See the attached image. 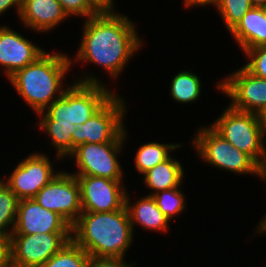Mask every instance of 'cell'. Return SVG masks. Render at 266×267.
Segmentation results:
<instances>
[{
    "instance_id": "obj_1",
    "label": "cell",
    "mask_w": 266,
    "mask_h": 267,
    "mask_svg": "<svg viewBox=\"0 0 266 267\" xmlns=\"http://www.w3.org/2000/svg\"><path fill=\"white\" fill-rule=\"evenodd\" d=\"M83 24L76 63H94L104 68L112 79L118 78L143 44L135 23L127 15L113 11L99 12Z\"/></svg>"
},
{
    "instance_id": "obj_2",
    "label": "cell",
    "mask_w": 266,
    "mask_h": 267,
    "mask_svg": "<svg viewBox=\"0 0 266 267\" xmlns=\"http://www.w3.org/2000/svg\"><path fill=\"white\" fill-rule=\"evenodd\" d=\"M133 235L126 205L112 212H82L71 226V239L90 257L125 258Z\"/></svg>"
},
{
    "instance_id": "obj_3",
    "label": "cell",
    "mask_w": 266,
    "mask_h": 267,
    "mask_svg": "<svg viewBox=\"0 0 266 267\" xmlns=\"http://www.w3.org/2000/svg\"><path fill=\"white\" fill-rule=\"evenodd\" d=\"M71 65L73 61L68 55L45 51L34 62L17 70L8 80L25 103L38 114L63 95L65 88L62 81Z\"/></svg>"
},
{
    "instance_id": "obj_4",
    "label": "cell",
    "mask_w": 266,
    "mask_h": 267,
    "mask_svg": "<svg viewBox=\"0 0 266 267\" xmlns=\"http://www.w3.org/2000/svg\"><path fill=\"white\" fill-rule=\"evenodd\" d=\"M96 76L87 75L68 84L63 95L40 116L37 125L79 126L94 116L113 96Z\"/></svg>"
},
{
    "instance_id": "obj_5",
    "label": "cell",
    "mask_w": 266,
    "mask_h": 267,
    "mask_svg": "<svg viewBox=\"0 0 266 267\" xmlns=\"http://www.w3.org/2000/svg\"><path fill=\"white\" fill-rule=\"evenodd\" d=\"M218 117L210 126L266 172V146L258 114L238 111L228 105Z\"/></svg>"
},
{
    "instance_id": "obj_6",
    "label": "cell",
    "mask_w": 266,
    "mask_h": 267,
    "mask_svg": "<svg viewBox=\"0 0 266 267\" xmlns=\"http://www.w3.org/2000/svg\"><path fill=\"white\" fill-rule=\"evenodd\" d=\"M206 163L228 172L252 174L266 182V172L247 154L232 146L211 126L200 127L192 141Z\"/></svg>"
},
{
    "instance_id": "obj_7",
    "label": "cell",
    "mask_w": 266,
    "mask_h": 267,
    "mask_svg": "<svg viewBox=\"0 0 266 267\" xmlns=\"http://www.w3.org/2000/svg\"><path fill=\"white\" fill-rule=\"evenodd\" d=\"M126 127L113 141L105 143H85L79 145L67 158H75L78 170L73 175H88L123 181L122 165L118 161L123 144L127 139Z\"/></svg>"
},
{
    "instance_id": "obj_8",
    "label": "cell",
    "mask_w": 266,
    "mask_h": 267,
    "mask_svg": "<svg viewBox=\"0 0 266 267\" xmlns=\"http://www.w3.org/2000/svg\"><path fill=\"white\" fill-rule=\"evenodd\" d=\"M124 98L117 93L86 123L77 126L72 134V152L85 143L113 142L125 129Z\"/></svg>"
},
{
    "instance_id": "obj_9",
    "label": "cell",
    "mask_w": 266,
    "mask_h": 267,
    "mask_svg": "<svg viewBox=\"0 0 266 267\" xmlns=\"http://www.w3.org/2000/svg\"><path fill=\"white\" fill-rule=\"evenodd\" d=\"M71 240V233L11 235L9 262L17 267H40Z\"/></svg>"
},
{
    "instance_id": "obj_10",
    "label": "cell",
    "mask_w": 266,
    "mask_h": 267,
    "mask_svg": "<svg viewBox=\"0 0 266 267\" xmlns=\"http://www.w3.org/2000/svg\"><path fill=\"white\" fill-rule=\"evenodd\" d=\"M34 199L42 207L58 213L71 226L83 212L77 178L65 171H60Z\"/></svg>"
},
{
    "instance_id": "obj_11",
    "label": "cell",
    "mask_w": 266,
    "mask_h": 267,
    "mask_svg": "<svg viewBox=\"0 0 266 267\" xmlns=\"http://www.w3.org/2000/svg\"><path fill=\"white\" fill-rule=\"evenodd\" d=\"M52 165L49 156L34 152L22 159L2 181L19 200L32 199L60 172H54Z\"/></svg>"
},
{
    "instance_id": "obj_12",
    "label": "cell",
    "mask_w": 266,
    "mask_h": 267,
    "mask_svg": "<svg viewBox=\"0 0 266 267\" xmlns=\"http://www.w3.org/2000/svg\"><path fill=\"white\" fill-rule=\"evenodd\" d=\"M217 87L232 100L230 106L235 110L259 114L266 108V79L252 75L244 67L223 78Z\"/></svg>"
},
{
    "instance_id": "obj_13",
    "label": "cell",
    "mask_w": 266,
    "mask_h": 267,
    "mask_svg": "<svg viewBox=\"0 0 266 267\" xmlns=\"http://www.w3.org/2000/svg\"><path fill=\"white\" fill-rule=\"evenodd\" d=\"M80 187L83 212H112L126 205V187L122 181L74 175Z\"/></svg>"
},
{
    "instance_id": "obj_14",
    "label": "cell",
    "mask_w": 266,
    "mask_h": 267,
    "mask_svg": "<svg viewBox=\"0 0 266 267\" xmlns=\"http://www.w3.org/2000/svg\"><path fill=\"white\" fill-rule=\"evenodd\" d=\"M71 233V225L58 213L39 205L34 198L19 200L17 218L11 235Z\"/></svg>"
},
{
    "instance_id": "obj_15",
    "label": "cell",
    "mask_w": 266,
    "mask_h": 267,
    "mask_svg": "<svg viewBox=\"0 0 266 267\" xmlns=\"http://www.w3.org/2000/svg\"><path fill=\"white\" fill-rule=\"evenodd\" d=\"M45 52L8 26H0V65L7 77L34 62Z\"/></svg>"
},
{
    "instance_id": "obj_16",
    "label": "cell",
    "mask_w": 266,
    "mask_h": 267,
    "mask_svg": "<svg viewBox=\"0 0 266 267\" xmlns=\"http://www.w3.org/2000/svg\"><path fill=\"white\" fill-rule=\"evenodd\" d=\"M18 18L25 27L43 33L55 29L69 16L58 0H22Z\"/></svg>"
},
{
    "instance_id": "obj_17",
    "label": "cell",
    "mask_w": 266,
    "mask_h": 267,
    "mask_svg": "<svg viewBox=\"0 0 266 267\" xmlns=\"http://www.w3.org/2000/svg\"><path fill=\"white\" fill-rule=\"evenodd\" d=\"M241 50L266 45V14L263 7H252L230 31Z\"/></svg>"
},
{
    "instance_id": "obj_18",
    "label": "cell",
    "mask_w": 266,
    "mask_h": 267,
    "mask_svg": "<svg viewBox=\"0 0 266 267\" xmlns=\"http://www.w3.org/2000/svg\"><path fill=\"white\" fill-rule=\"evenodd\" d=\"M130 194H126V207L128 209L132 230L134 233L135 224L143 229L153 231L169 230V219L159 210L152 195L140 198L136 203L130 201ZM131 204V205H130Z\"/></svg>"
},
{
    "instance_id": "obj_19",
    "label": "cell",
    "mask_w": 266,
    "mask_h": 267,
    "mask_svg": "<svg viewBox=\"0 0 266 267\" xmlns=\"http://www.w3.org/2000/svg\"><path fill=\"white\" fill-rule=\"evenodd\" d=\"M145 185L153 192L182 186L184 170L179 160L171 156L164 162L154 166L143 174Z\"/></svg>"
},
{
    "instance_id": "obj_20",
    "label": "cell",
    "mask_w": 266,
    "mask_h": 267,
    "mask_svg": "<svg viewBox=\"0 0 266 267\" xmlns=\"http://www.w3.org/2000/svg\"><path fill=\"white\" fill-rule=\"evenodd\" d=\"M181 147V144H162L159 142H150L140 145L135 155V166L139 174H144L154 166L164 162L175 149Z\"/></svg>"
},
{
    "instance_id": "obj_21",
    "label": "cell",
    "mask_w": 266,
    "mask_h": 267,
    "mask_svg": "<svg viewBox=\"0 0 266 267\" xmlns=\"http://www.w3.org/2000/svg\"><path fill=\"white\" fill-rule=\"evenodd\" d=\"M201 86L197 75L191 71H181L171 81L170 94L178 103L188 104L200 97Z\"/></svg>"
},
{
    "instance_id": "obj_22",
    "label": "cell",
    "mask_w": 266,
    "mask_h": 267,
    "mask_svg": "<svg viewBox=\"0 0 266 267\" xmlns=\"http://www.w3.org/2000/svg\"><path fill=\"white\" fill-rule=\"evenodd\" d=\"M18 203V197L0 179V234L8 240L16 223Z\"/></svg>"
},
{
    "instance_id": "obj_23",
    "label": "cell",
    "mask_w": 266,
    "mask_h": 267,
    "mask_svg": "<svg viewBox=\"0 0 266 267\" xmlns=\"http://www.w3.org/2000/svg\"><path fill=\"white\" fill-rule=\"evenodd\" d=\"M90 256L72 239L40 267H87Z\"/></svg>"
},
{
    "instance_id": "obj_24",
    "label": "cell",
    "mask_w": 266,
    "mask_h": 267,
    "mask_svg": "<svg viewBox=\"0 0 266 267\" xmlns=\"http://www.w3.org/2000/svg\"><path fill=\"white\" fill-rule=\"evenodd\" d=\"M181 187L171 188L158 191L152 195L159 210L169 219H173L177 215L186 210L185 196ZM173 217V218H172Z\"/></svg>"
},
{
    "instance_id": "obj_25",
    "label": "cell",
    "mask_w": 266,
    "mask_h": 267,
    "mask_svg": "<svg viewBox=\"0 0 266 267\" xmlns=\"http://www.w3.org/2000/svg\"><path fill=\"white\" fill-rule=\"evenodd\" d=\"M51 137L50 144L56 148L58 160L67 158L72 153V134L76 131V126L64 125H38ZM62 158V159H61Z\"/></svg>"
},
{
    "instance_id": "obj_26",
    "label": "cell",
    "mask_w": 266,
    "mask_h": 267,
    "mask_svg": "<svg viewBox=\"0 0 266 267\" xmlns=\"http://www.w3.org/2000/svg\"><path fill=\"white\" fill-rule=\"evenodd\" d=\"M215 6L229 32L253 7L250 0H220Z\"/></svg>"
},
{
    "instance_id": "obj_27",
    "label": "cell",
    "mask_w": 266,
    "mask_h": 267,
    "mask_svg": "<svg viewBox=\"0 0 266 267\" xmlns=\"http://www.w3.org/2000/svg\"><path fill=\"white\" fill-rule=\"evenodd\" d=\"M244 53L249 62L243 67L252 75L266 79V45L245 50Z\"/></svg>"
},
{
    "instance_id": "obj_28",
    "label": "cell",
    "mask_w": 266,
    "mask_h": 267,
    "mask_svg": "<svg viewBox=\"0 0 266 267\" xmlns=\"http://www.w3.org/2000/svg\"><path fill=\"white\" fill-rule=\"evenodd\" d=\"M69 17L80 16L89 18L99 11L88 0H58Z\"/></svg>"
},
{
    "instance_id": "obj_29",
    "label": "cell",
    "mask_w": 266,
    "mask_h": 267,
    "mask_svg": "<svg viewBox=\"0 0 266 267\" xmlns=\"http://www.w3.org/2000/svg\"><path fill=\"white\" fill-rule=\"evenodd\" d=\"M120 257H90L87 267H133Z\"/></svg>"
},
{
    "instance_id": "obj_30",
    "label": "cell",
    "mask_w": 266,
    "mask_h": 267,
    "mask_svg": "<svg viewBox=\"0 0 266 267\" xmlns=\"http://www.w3.org/2000/svg\"><path fill=\"white\" fill-rule=\"evenodd\" d=\"M9 240L0 234V267L4 266L9 261L8 252Z\"/></svg>"
},
{
    "instance_id": "obj_31",
    "label": "cell",
    "mask_w": 266,
    "mask_h": 267,
    "mask_svg": "<svg viewBox=\"0 0 266 267\" xmlns=\"http://www.w3.org/2000/svg\"><path fill=\"white\" fill-rule=\"evenodd\" d=\"M99 12H113L114 0H88Z\"/></svg>"
},
{
    "instance_id": "obj_32",
    "label": "cell",
    "mask_w": 266,
    "mask_h": 267,
    "mask_svg": "<svg viewBox=\"0 0 266 267\" xmlns=\"http://www.w3.org/2000/svg\"><path fill=\"white\" fill-rule=\"evenodd\" d=\"M22 0H0V15L11 7H15L19 16L21 10Z\"/></svg>"
},
{
    "instance_id": "obj_33",
    "label": "cell",
    "mask_w": 266,
    "mask_h": 267,
    "mask_svg": "<svg viewBox=\"0 0 266 267\" xmlns=\"http://www.w3.org/2000/svg\"><path fill=\"white\" fill-rule=\"evenodd\" d=\"M184 1V7L186 8H191L192 6H206L209 4L210 5H216L220 0H183Z\"/></svg>"
},
{
    "instance_id": "obj_34",
    "label": "cell",
    "mask_w": 266,
    "mask_h": 267,
    "mask_svg": "<svg viewBox=\"0 0 266 267\" xmlns=\"http://www.w3.org/2000/svg\"><path fill=\"white\" fill-rule=\"evenodd\" d=\"M258 117H259V122H260V127H261V130H262L263 137H264V139H266L265 138V136H266V108H264L258 114Z\"/></svg>"
},
{
    "instance_id": "obj_35",
    "label": "cell",
    "mask_w": 266,
    "mask_h": 267,
    "mask_svg": "<svg viewBox=\"0 0 266 267\" xmlns=\"http://www.w3.org/2000/svg\"><path fill=\"white\" fill-rule=\"evenodd\" d=\"M257 230L256 233H266V214L264 215V217L262 218L261 221H259L258 225H257Z\"/></svg>"
},
{
    "instance_id": "obj_36",
    "label": "cell",
    "mask_w": 266,
    "mask_h": 267,
    "mask_svg": "<svg viewBox=\"0 0 266 267\" xmlns=\"http://www.w3.org/2000/svg\"><path fill=\"white\" fill-rule=\"evenodd\" d=\"M250 3L253 7H265L266 0H250Z\"/></svg>"
},
{
    "instance_id": "obj_37",
    "label": "cell",
    "mask_w": 266,
    "mask_h": 267,
    "mask_svg": "<svg viewBox=\"0 0 266 267\" xmlns=\"http://www.w3.org/2000/svg\"><path fill=\"white\" fill-rule=\"evenodd\" d=\"M2 267H17V266H14L13 264H11L9 261Z\"/></svg>"
}]
</instances>
